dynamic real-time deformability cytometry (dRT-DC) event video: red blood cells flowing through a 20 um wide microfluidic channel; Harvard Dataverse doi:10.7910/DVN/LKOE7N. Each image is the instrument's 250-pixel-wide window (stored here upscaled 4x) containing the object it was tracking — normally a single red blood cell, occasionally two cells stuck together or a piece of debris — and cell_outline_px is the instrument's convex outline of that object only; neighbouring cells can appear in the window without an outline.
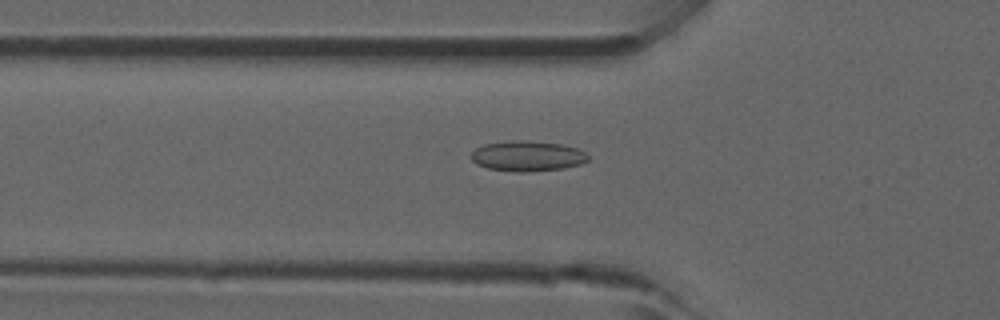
{"species": "common noctule bat (a hibernating species)", "species_latin": "Nyctalus noctula", "temperature_condition": "room temperature", "stored_images_in_passage": 9, "camera_frame_rate_fps": 3000, "um_per_image_px": 0.085, "animal": {"sex": "male", "forearm_length_mm": 52.5}, "frame": {"image": 1, "passage_image": 3, "time_ms": 0.667, "image_size_px": [1000, 320], "cell_outline_px": [[588, 160], [580, 164], [564, 168], [524, 172], [488, 168], [476, 164], [472, 160], [472, 152], [476, 148], [484, 144], [516, 140], [528, 140], [560, 144], [576, 148], [584, 152], [588, 156]], "centroid_in_image_um": [44.83, 13.26], "position_along_channel_um": 81.0, "area_um2": 20.4}}
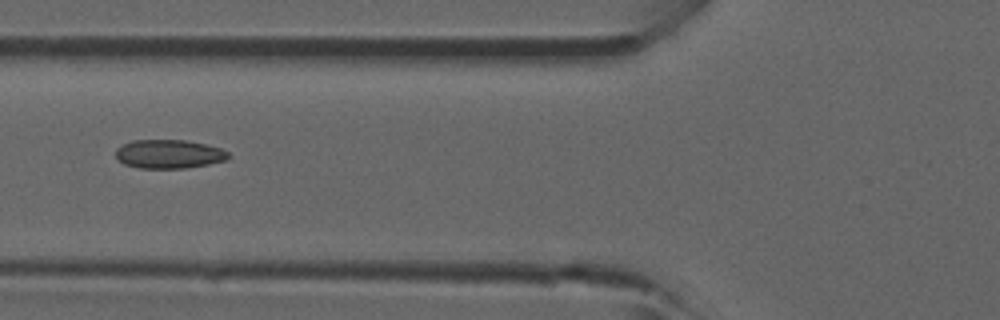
{"frame": {"image": 2, "passage_image": 5, "time_ms": 1.333, "image_size_px": [1000, 320], "cell_outline_px": [[232, 156], [228, 160], [188, 168], [140, 168], [124, 164], [116, 156], [116, 148], [120, 144], [132, 140], [184, 140], [204, 144], [220, 148], [228, 152]], "centroid_in_image_um": [14.37, 13.09], "position_along_channel_um": 111.4, "area_um2": 19.02}}
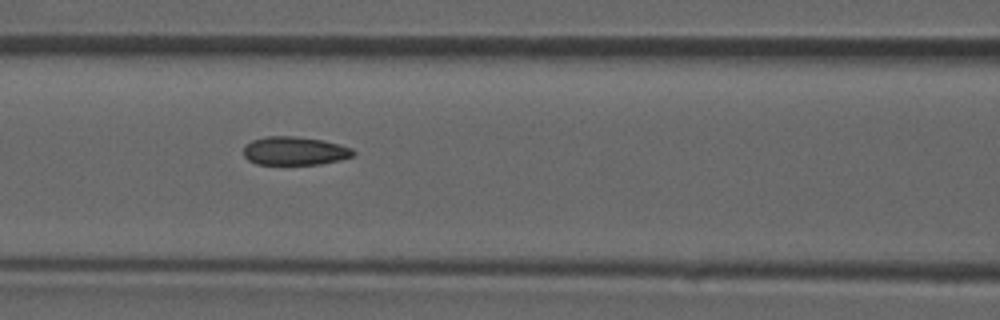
{"frame": {"image": 3, "passage_image": 7, "time_ms": 2.0, "image_size_px": [1000, 320], "cell_outline_px": [[356, 152], [352, 156], [340, 160], [320, 164], [256, 164], [248, 160], [244, 156], [244, 144], [252, 140], [268, 136], [292, 136], [320, 140], [340, 144], [352, 148]], "centroid_in_image_um": [25.03, 12.83], "position_along_channel_um": 141.6, "area_um2": 18.15}}